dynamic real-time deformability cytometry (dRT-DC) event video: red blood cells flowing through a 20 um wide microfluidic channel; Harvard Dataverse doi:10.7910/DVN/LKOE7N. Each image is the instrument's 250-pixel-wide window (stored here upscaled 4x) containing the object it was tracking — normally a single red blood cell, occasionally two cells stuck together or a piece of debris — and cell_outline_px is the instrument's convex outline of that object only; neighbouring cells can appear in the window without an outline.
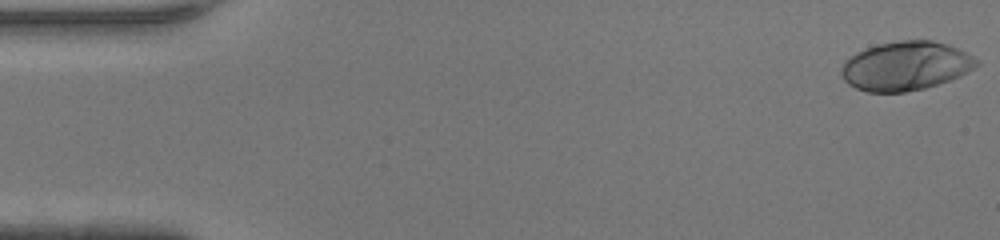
{"species": "human", "species_latin": "Homo sapiens", "temperature_condition": "warm", "stored_images_in_passage": 47, "camera_frame_rate_fps": 3000, "um_per_image_px": 0.085, "donor": {"sex": "female"}, "frame": {"image": 1, "passage_image": 1, "time_ms": 0.0, "image_size_px": [1000, 240], "cell_outline_px": [[980, 64], [968, 72], [960, 76], [924, 88], [904, 92], [868, 92], [856, 88], [848, 84], [844, 80], [840, 72], [840, 68], [844, 60], [868, 48], [880, 44], [900, 40], [932, 40], [948, 44], [980, 60]], "centroid_in_image_um": [76.98, 5.61], "position_along_channel_um": 8.0, "area_um2": 38.38}}
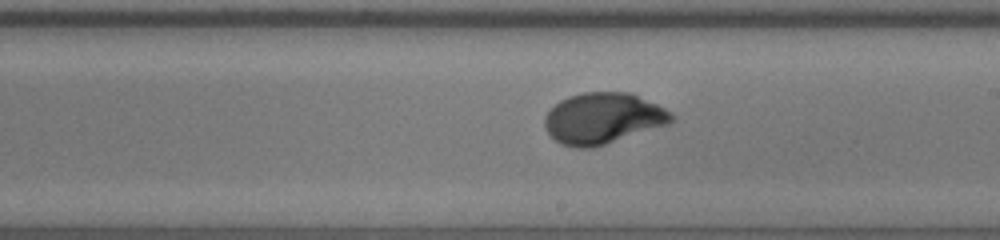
{"frame": {"image": 2, "passage_image": 27, "time_ms": 8.667, "image_size_px": [1000, 240], "cell_outline_px": [[676, 116], [668, 124], [592, 148], [576, 148], [560, 144], [548, 132], [544, 124], [544, 116], [560, 100], [568, 96], [584, 92], [628, 92], [656, 104], [672, 112]], "centroid_in_image_um": [51.23, 10.06], "position_along_channel_um": 237.8, "area_um2": 37.4}}
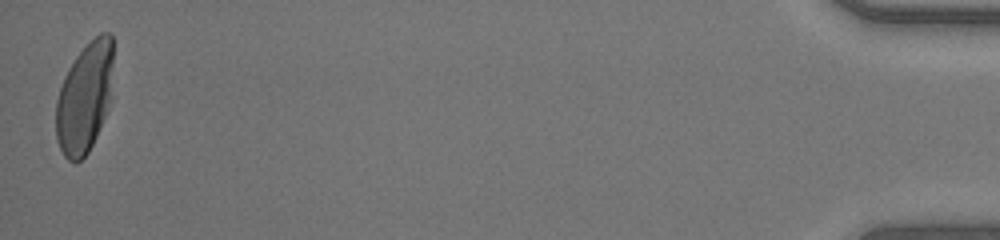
{"frame": {"image": 3, "passage_image": 47, "time_ms": 15.333, "image_size_px": [1000, 240], "cell_outline_px": [[112, 64], [108, 108], [96, 136], [88, 152], [76, 164], [68, 160], [64, 156], [56, 140], [56, 100], [64, 76], [68, 68], [76, 56], [100, 32], [112, 32]], "centroid_in_image_um": [7.17, 8.32], "position_along_channel_um": 428.0, "area_um2": 36.41}, "authors_computed_cell_mechanics": {"area_um2": 36.992, "velocity_mm_per_s": 4.3571, "shape_relaxation_time_tau1_ms": 3.0676, "shape_relaxation_time_tau2_ms": null, "deformation_change_tau1": 0.193, "deformation_change_tau2": null}}